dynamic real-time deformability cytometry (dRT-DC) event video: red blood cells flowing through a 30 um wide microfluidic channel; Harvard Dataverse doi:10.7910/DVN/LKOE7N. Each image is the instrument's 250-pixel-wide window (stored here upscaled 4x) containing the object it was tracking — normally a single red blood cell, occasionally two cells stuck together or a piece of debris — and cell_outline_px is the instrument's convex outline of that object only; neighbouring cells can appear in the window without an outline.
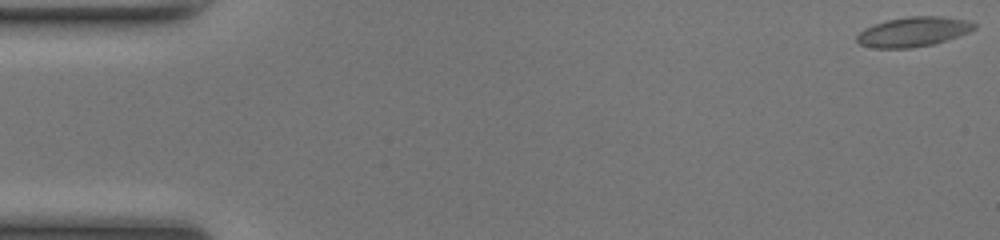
{"species": "common noctule bat (a hibernating species)", "species_latin": "Nyctalus noctula", "temperature_condition": "room temperature", "stored_images_in_passage": 50, "camera_frame_rate_fps": 3000, "um_per_image_px": 0.085, "animal": {"sex": "female", "body_mass_g": 17.0, "forearm_length_mm": 48.0}, "frame": {"image": 1, "passage_image": 1, "time_ms": 0.0, "image_size_px": [1000, 240], "cell_outline_px": [[976, 28], [968, 32], [932, 44], [908, 48], [876, 48], [860, 44], [856, 40], [856, 36], [864, 28], [888, 20], [908, 16], [940, 16], [968, 20], [976, 24]], "centroid_in_image_um": [77.62, 2.69], "position_along_channel_um": 7.4, "area_um2": 20.0}}
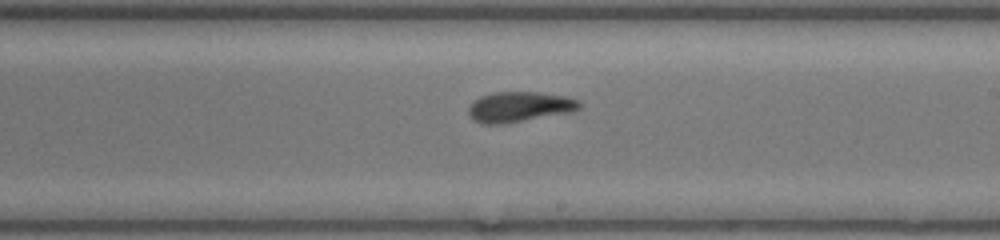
{"frame": {"image": 2, "passage_image": 29, "time_ms": 9.333, "image_size_px": [1000, 240], "cell_outline_px": [[580, 108], [576, 112], [504, 124], [484, 124], [472, 120], [468, 112], [468, 108], [472, 100], [480, 96], [492, 92], [536, 92], [564, 96], [580, 100]], "centroid_in_image_um": [44.15, 9.09], "position_along_channel_um": 244.9, "area_um2": 20.0}}
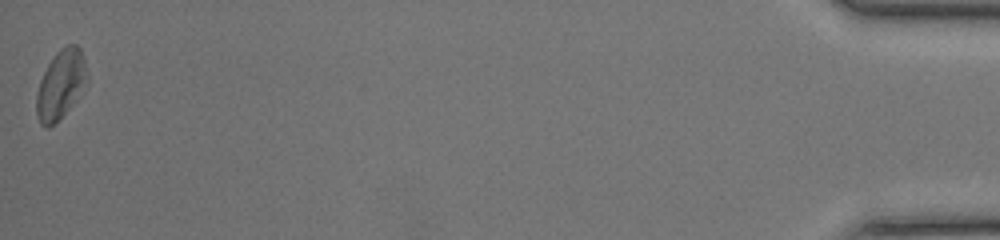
{"frame": {"image": 3, "passage_image": 50, "time_ms": 16.333, "image_size_px": [1000, 240], "cell_outline_px": [[88, 80], [80, 96], [48, 128], [44, 128], [40, 124], [36, 112], [36, 96], [40, 80], [48, 64], [56, 52], [60, 48], [68, 44], [76, 44], [80, 48], [84, 60]], "centroid_in_image_um": [5.16, 7.16], "position_along_channel_um": 430.0, "area_um2": 20.11}, "authors_computed_cell_mechanics": {"area_um2": 19.3052, "velocity_mm_per_s": 4.1493, "shape_relaxation_time_tau1_ms": 4.0326, "shape_relaxation_time_tau2_ms": 1.4931, "deformation_change_tau1": 0.1463, "deformation_change_tau2": 0.0862}}